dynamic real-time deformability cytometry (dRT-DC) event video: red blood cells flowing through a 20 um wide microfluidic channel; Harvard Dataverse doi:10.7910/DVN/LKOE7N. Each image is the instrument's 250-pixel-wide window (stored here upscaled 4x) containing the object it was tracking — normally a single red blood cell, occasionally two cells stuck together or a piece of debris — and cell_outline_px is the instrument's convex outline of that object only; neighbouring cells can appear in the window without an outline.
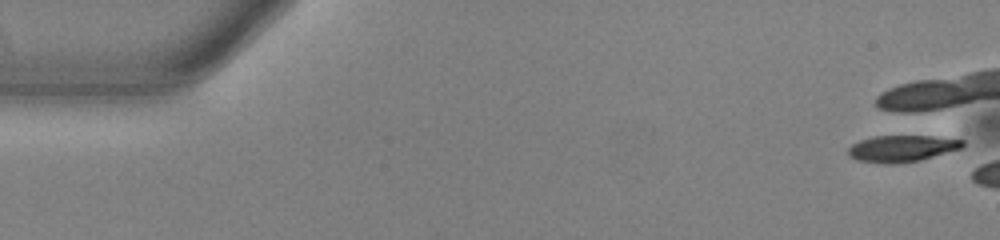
{"species": "common noctule bat (a hibernating species)", "species_latin": "Nyctalus noctula", "temperature_condition": "warm", "stored_images_in_passage": 3, "camera_frame_rate_fps": 3000, "um_per_image_px": 0.085, "animal": {"sex": "male", "body_mass_g": 13.0, "forearm_length_mm": 53.1}, "frame": {"image": 1, "passage_image": 1, "time_ms": 0.0, "image_size_px": [1000, 240], "cell_outline_px": [[964, 144], [960, 148], [920, 160], [896, 164], [884, 164], [856, 160], [848, 156], [848, 148], [852, 144], [860, 140], [872, 136], [932, 136], [964, 140]], "centroid_in_image_um": [76.59, 12.63], "position_along_channel_um": 8.4, "area_um2": 17.69}}